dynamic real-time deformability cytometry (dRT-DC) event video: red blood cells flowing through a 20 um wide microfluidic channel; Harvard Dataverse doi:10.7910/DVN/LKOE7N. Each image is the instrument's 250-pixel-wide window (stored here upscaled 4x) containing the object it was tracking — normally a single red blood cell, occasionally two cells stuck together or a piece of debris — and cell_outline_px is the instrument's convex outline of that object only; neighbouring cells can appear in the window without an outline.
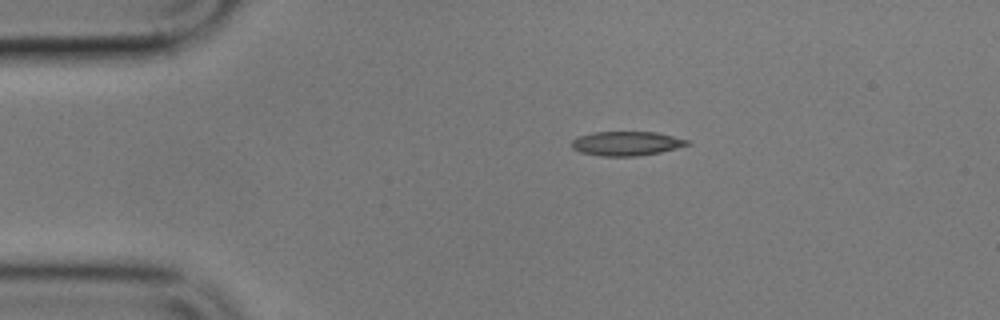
{"species": "common noctule bat (a hibernating species)", "species_latin": "Nyctalus noctula", "temperature_condition": "cold", "stored_images_in_passage": 3, "camera_frame_rate_fps": 3000, "um_per_image_px": 0.085, "animal": {"sex": "male", "body_mass_g": 17.9}, "frame": {"image": 1, "passage_image": 1, "time_ms": 0.0, "image_size_px": [1000, 320], "cell_outline_px": [[692, 144], [660, 152], [636, 156], [600, 156], [580, 152], [572, 148], [572, 140], [576, 136], [592, 132], [656, 132], [688, 140]], "centroid_in_image_um": [53.21, 12.19], "position_along_channel_um": 31.8, "area_um2": 16.36}}
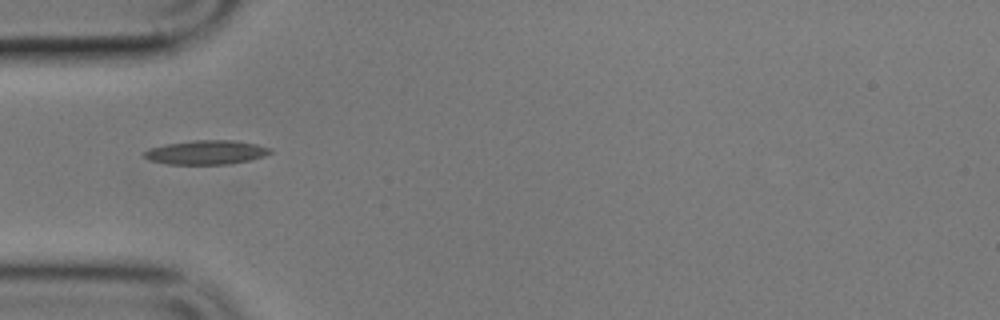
{"frame": {"image": 2, "passage_image": 3, "time_ms": 2.333, "image_size_px": [1000, 320], "cell_outline_px": [[272, 152], [264, 156], [248, 160], [228, 164], [168, 164], [148, 160], [144, 156], [144, 152], [148, 148], [168, 144], [196, 140], [236, 140], [256, 144], [272, 148]], "centroid_in_image_um": [17.54, 12.95], "position_along_channel_um": 67.5, "area_um2": 17.63}}